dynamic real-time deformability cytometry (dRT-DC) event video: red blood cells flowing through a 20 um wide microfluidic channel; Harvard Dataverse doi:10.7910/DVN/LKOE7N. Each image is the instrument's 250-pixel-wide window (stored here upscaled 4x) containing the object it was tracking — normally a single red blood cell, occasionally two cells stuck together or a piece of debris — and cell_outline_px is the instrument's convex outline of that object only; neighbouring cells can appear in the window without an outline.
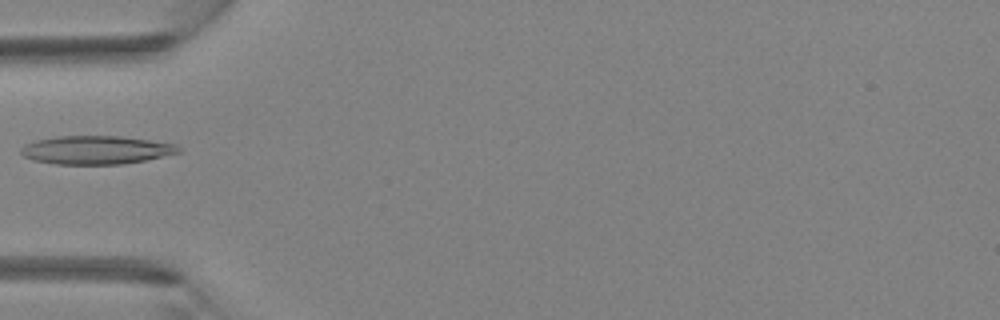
{"species": "Egyptian fruit bat (a non-hibernating species)", "species_latin": "Rousettus aegyptiacus", "temperature_condition": "room temperature", "stored_images_in_passage": 4, "camera_frame_rate_fps": 3000, "um_per_image_px": 0.085, "animal": {"sex": "female"}, "frame": {"image": 1, "passage_image": 4, "time_ms": 1.0, "image_size_px": [1000, 320], "cell_outline_px": [[184, 152], [124, 164], [56, 164], [32, 160], [24, 156], [20, 152], [20, 148], [24, 144], [36, 140], [60, 136], [120, 136], [176, 144]], "centroid_in_image_um": [8.17, 12.75], "position_along_channel_um": 76.8, "area_um2": 26.13}}